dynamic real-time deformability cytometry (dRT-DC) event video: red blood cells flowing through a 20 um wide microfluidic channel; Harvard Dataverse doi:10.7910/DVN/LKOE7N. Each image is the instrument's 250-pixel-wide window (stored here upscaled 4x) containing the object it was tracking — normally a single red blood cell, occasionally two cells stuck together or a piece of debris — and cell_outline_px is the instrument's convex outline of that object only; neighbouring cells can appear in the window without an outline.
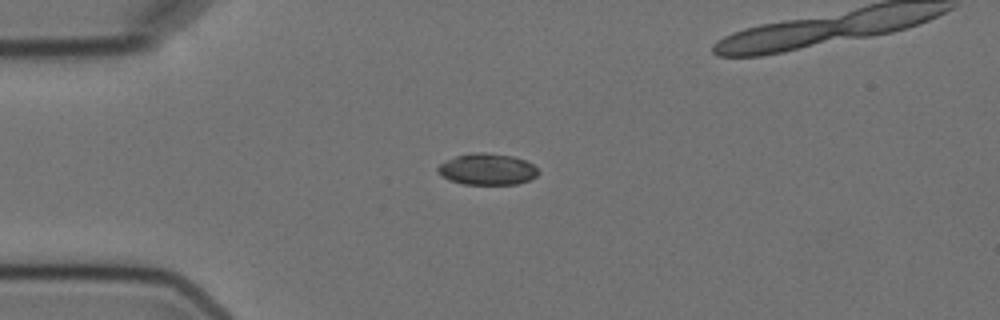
{"species": "Egyptian fruit bat (a non-hibernating species)", "species_latin": "Rousettus aegyptiacus", "temperature_condition": "cold", "stored_images_in_passage": 4, "camera_frame_rate_fps": 3000, "um_per_image_px": 0.085, "animal": {"sex": "female"}, "frame": {"image": 1, "passage_image": 1, "time_ms": 0.0, "image_size_px": [1000, 320], "cell_outline_px": [[540, 172], [536, 176], [528, 180], [516, 184], [464, 184], [448, 180], [436, 168], [444, 160], [456, 156], [472, 152], [484, 152], [512, 156], [524, 160], [532, 164]], "centroid_in_image_um": [41.4, 14.38], "position_along_channel_um": 43.6, "area_um2": 18.26}}
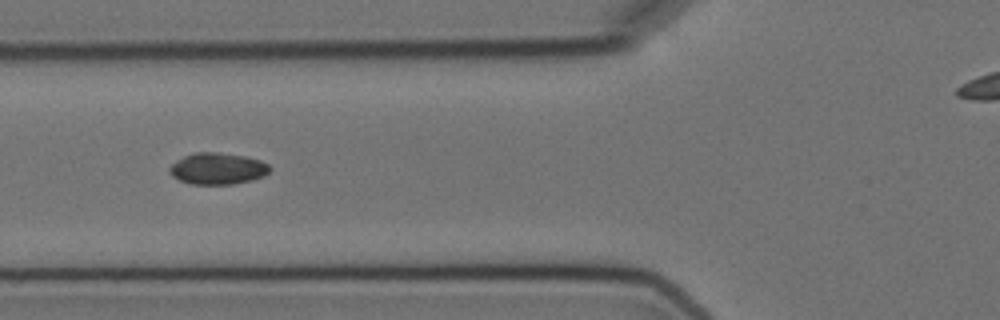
{"frame": {"image": 2, "passage_image": 3, "time_ms": 2.333, "image_size_px": [1000, 320], "cell_outline_px": [[272, 168], [264, 176], [252, 180], [232, 184], [192, 184], [180, 180], [172, 176], [168, 172], [168, 168], [176, 160], [184, 156], [196, 152], [216, 152], [248, 156], [260, 160], [268, 164]], "centroid_in_image_um": [18.5, 14.32], "position_along_channel_um": 107.3, "area_um2": 18.55}}
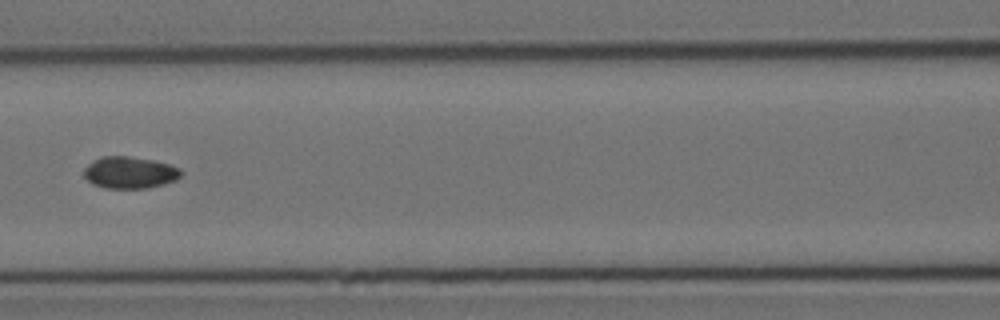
{"frame": {"image": 3, "passage_image": 4, "time_ms": 3.667, "image_size_px": [1000, 320], "cell_outline_px": [[180, 176], [176, 180], [164, 184], [148, 188], [104, 188], [92, 184], [84, 176], [84, 168], [92, 160], [100, 156], [128, 156], [152, 160], [168, 164], [180, 168]], "centroid_in_image_um": [10.99, 14.66], "position_along_channel_um": 155.6, "area_um2": 18.03}}